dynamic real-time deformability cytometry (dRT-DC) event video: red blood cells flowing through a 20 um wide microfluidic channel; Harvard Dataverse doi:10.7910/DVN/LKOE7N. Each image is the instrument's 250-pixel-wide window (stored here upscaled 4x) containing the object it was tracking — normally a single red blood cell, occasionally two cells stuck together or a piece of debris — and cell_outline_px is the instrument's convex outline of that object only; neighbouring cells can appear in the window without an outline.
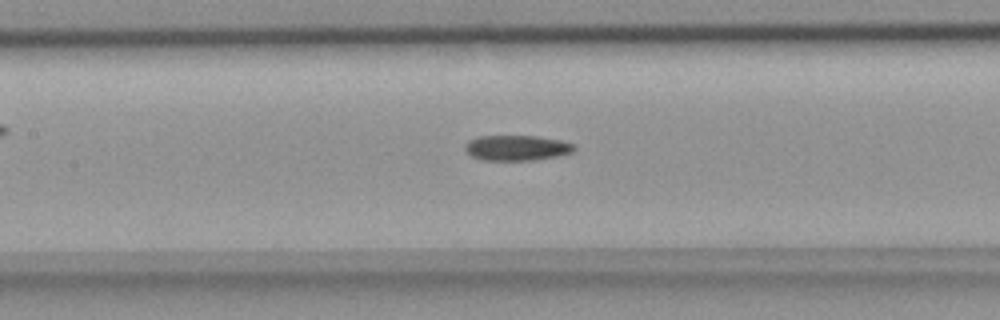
{"species": "common noctule bat (a hibernating species)", "species_latin": "Nyctalus noctula", "temperature_condition": "room temperature", "stored_images_in_passage": 49, "camera_frame_rate_fps": 3000, "um_per_image_px": 0.085, "animal": {"sex": "female", "body_mass_g": 18.4}, "frame": {"image": 1, "passage_image": 23, "time_ms": 7.333, "image_size_px": [1000, 320], "cell_outline_px": [[576, 148], [572, 152], [556, 156], [532, 160], [480, 160], [472, 156], [464, 148], [464, 144], [468, 140], [480, 136], [536, 136], [560, 140], [576, 144]], "centroid_in_image_um": [43.91, 12.56], "position_along_channel_um": 163.5, "area_um2": 16.13}}
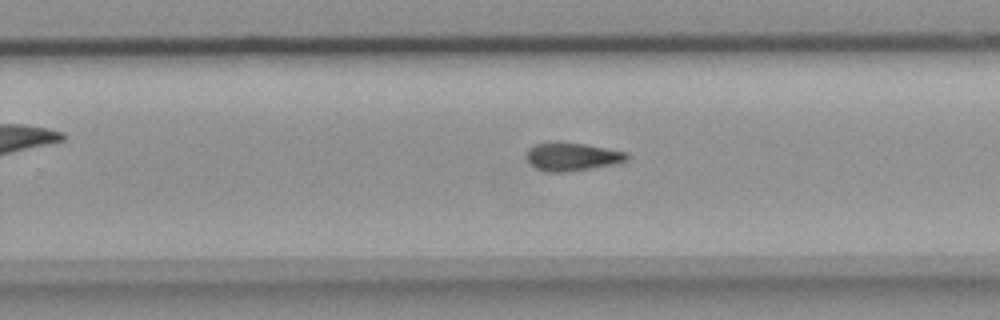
{"frame": {"image": 2, "passage_image": 32, "time_ms": 10.333, "image_size_px": [1000, 320], "cell_outline_px": [[628, 160], [620, 164], [564, 172], [548, 172], [536, 168], [524, 156], [528, 148], [536, 144], [584, 144], [628, 152]], "centroid_in_image_um": [48.69, 13.35], "position_along_channel_um": 281.1, "area_um2": 16.18}}
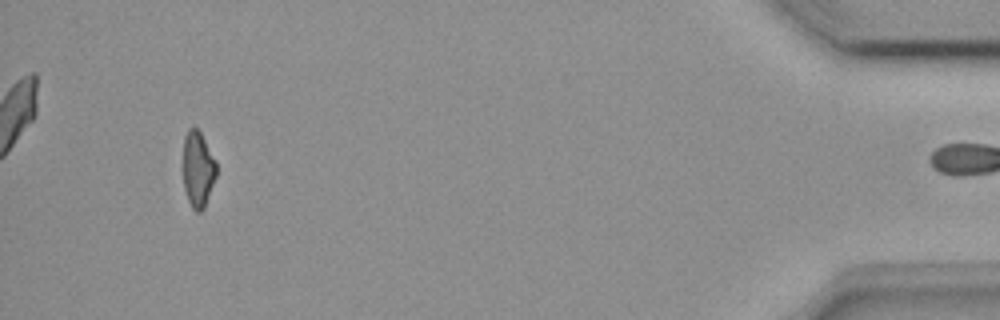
{"frame": {"image": 3, "passage_image": 48, "time_ms": 15.667, "image_size_px": [1000, 320], "cell_outline_px": [[216, 176], [204, 208], [200, 212], [196, 212], [192, 208], [188, 200], [184, 188], [184, 136], [188, 128], [196, 128], [200, 132], [216, 160]], "centroid_in_image_um": [16.83, 14.39], "position_along_channel_um": 418.4, "area_um2": 14.57}, "authors_computed_cell_mechanics": {"area_um2": 16.2996, "velocity_mm_per_s": 3.9331, "shape_relaxation_time_tau1_ms": null, "shape_relaxation_time_tau2_ms": 10.8134, "deformation_change_tau1": null, "deformation_change_tau2": 0.2275}}